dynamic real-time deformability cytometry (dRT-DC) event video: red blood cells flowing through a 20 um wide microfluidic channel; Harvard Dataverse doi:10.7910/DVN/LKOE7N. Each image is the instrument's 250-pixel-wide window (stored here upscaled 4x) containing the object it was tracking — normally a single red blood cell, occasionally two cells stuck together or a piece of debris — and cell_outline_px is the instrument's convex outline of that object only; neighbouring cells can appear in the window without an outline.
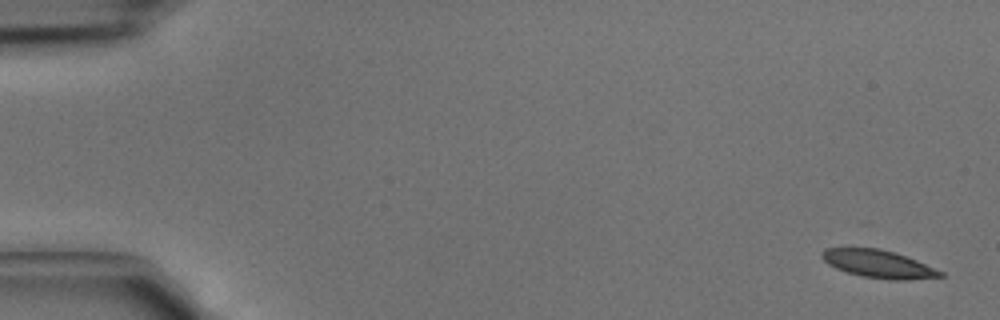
{"species": "common noctule bat (a hibernating species)", "species_latin": "Nyctalus noctula", "temperature_condition": "cold", "stored_images_in_passage": 5, "segment_of_instrument_passage": [1, 2], "camera_frame_rate_fps": 3000, "um_per_image_px": 0.085, "animal": {"sex": "male", "body_mass_g": 15.6}, "frame": {"image": 1, "passage_image": 1, "time_ms": 0.0, "image_size_px": [1000, 320], "cell_outline_px": [[944, 276], [908, 280], [892, 280], [864, 276], [848, 272], [836, 268], [828, 264], [820, 256], [820, 252], [824, 248], [880, 248], [916, 260], [944, 272]], "centroid_in_image_um": [74.65, 22.43], "position_along_channel_um": 10.4, "area_um2": 18.96}}
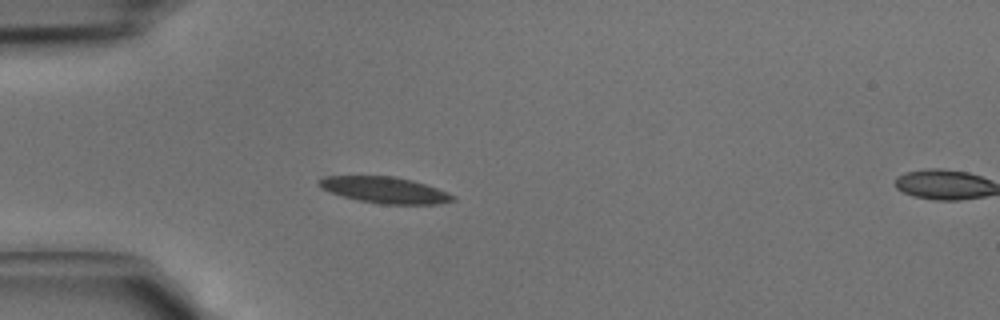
{"frame": {"image": 2, "passage_image": 4, "time_ms": 1.0, "image_size_px": [1000, 320], "cell_outline_px": [[456, 200], [436, 204], [380, 204], [360, 200], [344, 196], [320, 188], [316, 184], [316, 180], [324, 176], [396, 176], [412, 180], [436, 188], [456, 196]], "centroid_in_image_um": [32.68, 16.14], "position_along_channel_um": 52.3, "area_um2": 20.4}}